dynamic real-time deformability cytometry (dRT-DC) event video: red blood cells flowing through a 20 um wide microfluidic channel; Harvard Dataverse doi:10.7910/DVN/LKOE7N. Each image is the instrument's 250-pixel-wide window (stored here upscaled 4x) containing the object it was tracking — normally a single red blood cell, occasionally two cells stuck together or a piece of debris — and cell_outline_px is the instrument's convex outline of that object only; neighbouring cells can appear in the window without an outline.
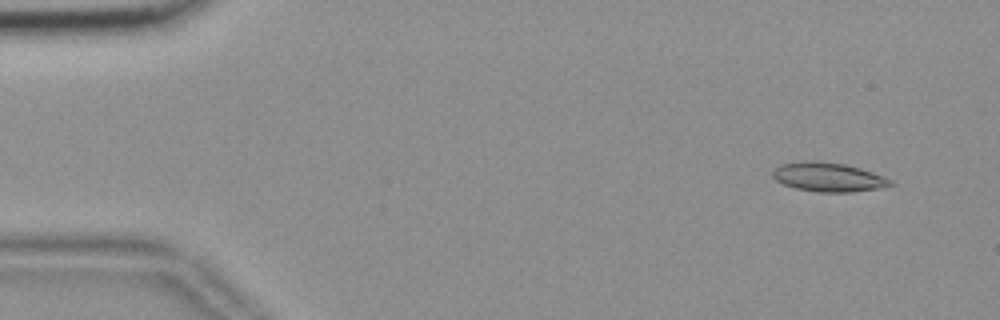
{"species": "common noctule bat (a hibernating species)", "species_latin": "Nyctalus noctula", "temperature_condition": "room temperature", "stored_images_in_passage": 52, "camera_frame_rate_fps": 3000, "um_per_image_px": 0.085, "animal": {"sex": "female", "body_mass_g": 18.4}, "frame": {"image": 1, "passage_image": 1, "time_ms": 0.0, "image_size_px": [1000, 320], "cell_outline_px": [[896, 184], [880, 188], [852, 192], [816, 192], [796, 188], [784, 184], [776, 180], [772, 176], [772, 172], [780, 164], [800, 160], [816, 160], [844, 164], [860, 168], [884, 176], [892, 180]], "centroid_in_image_um": [70.41, 15.04], "position_along_channel_um": 14.6, "area_um2": 20.17}}
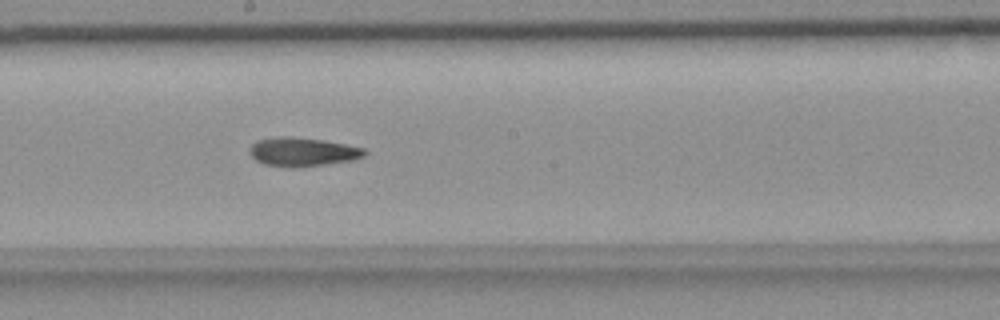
{"frame": {"image": 2, "passage_image": 27, "time_ms": 8.667, "image_size_px": [1000, 320], "cell_outline_px": [[368, 152], [364, 156], [352, 160], [300, 168], [296, 168], [264, 164], [256, 160], [252, 156], [252, 144], [256, 140], [276, 136], [288, 136], [324, 140], [364, 148]], "centroid_in_image_um": [25.74, 12.91], "position_along_channel_um": 222.5, "area_um2": 19.25}}
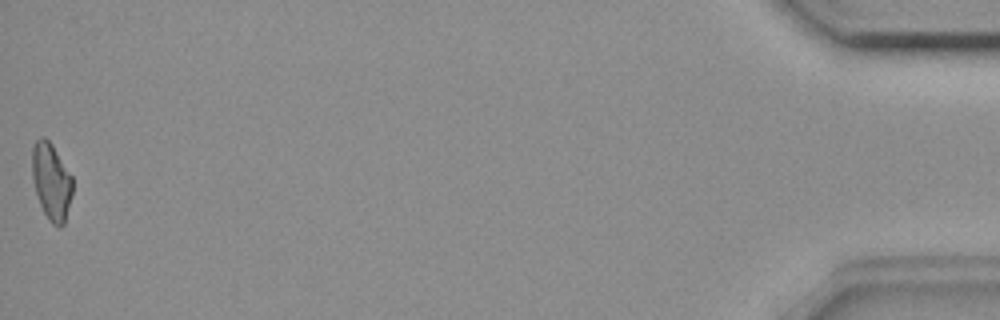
{"frame": {"image": 3, "passage_image": 52, "time_ms": 17.0, "image_size_px": [1000, 320], "cell_outline_px": [[72, 196], [64, 224], [60, 228], [52, 224], [48, 220], [40, 204], [36, 192], [32, 176], [32, 148], [36, 140], [40, 136], [44, 136], [52, 144], [72, 176]], "centroid_in_image_um": [4.37, 15.43], "position_along_channel_um": 430.8, "area_um2": 18.15}, "authors_computed_cell_mechanics": {"area_um2": 18.8428, "velocity_mm_per_s": 3.6723, "shape_relaxation_time_tau1_ms": null, "shape_relaxation_time_tau2_ms": 4.8014, "deformation_change_tau1": null, "deformation_change_tau2": 0.1331}}